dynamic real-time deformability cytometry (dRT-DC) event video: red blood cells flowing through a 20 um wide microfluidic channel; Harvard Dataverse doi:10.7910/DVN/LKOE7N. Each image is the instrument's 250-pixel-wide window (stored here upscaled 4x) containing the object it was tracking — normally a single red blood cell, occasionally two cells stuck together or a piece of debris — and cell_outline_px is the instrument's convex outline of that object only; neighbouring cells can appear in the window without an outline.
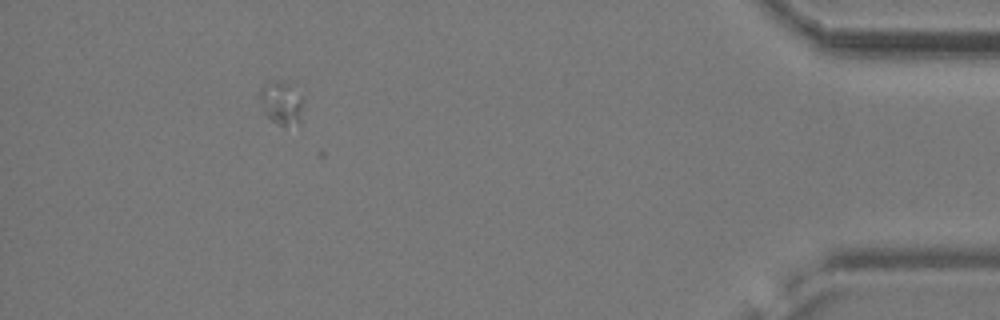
{"species": "common noctule bat (a hibernating species)", "species_latin": "Nyctalus noctula", "temperature_condition": "cold", "stored_images_in_passage": 39, "camera_frame_rate_fps": 3000, "um_per_image_px": 0.085, "animal": {"sex": "female", "body_mass_g": 24.6, "forearm_length_mm": 56.2}, "frame": {"image": 1, "passage_image": 34, "time_ms": 11.0, "image_size_px": [1000, 320], "cell_outline_px": [[304, 100], [300, 120], [284, 128], [276, 124], [264, 112], [260, 100], [260, 88], [264, 84], [288, 84]], "centroid_in_image_um": [23.92, 8.83], "position_along_channel_um": 411.3, "area_um2": 10.4}}